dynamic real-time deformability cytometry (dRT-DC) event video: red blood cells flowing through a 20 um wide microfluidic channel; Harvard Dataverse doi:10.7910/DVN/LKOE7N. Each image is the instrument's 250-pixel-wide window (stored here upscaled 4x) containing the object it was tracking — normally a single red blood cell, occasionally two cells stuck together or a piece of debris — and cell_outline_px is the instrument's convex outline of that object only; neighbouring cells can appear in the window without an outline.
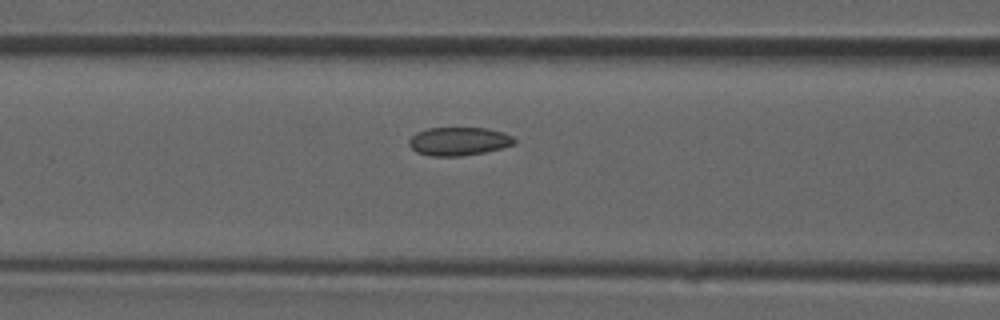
{"species": "common noctule bat (a hibernating species)", "species_latin": "Nyctalus noctula", "temperature_condition": "room temperature", "stored_images_in_passage": 19, "camera_frame_rate_fps": 3000, "um_per_image_px": 0.085, "animal": {"sex": "male", "forearm_length_mm": 52.5}, "frame": {"image": 1, "passage_image": 11, "time_ms": 3.333, "image_size_px": [1000, 320], "cell_outline_px": [[516, 140], [512, 144], [500, 148], [484, 152], [460, 156], [432, 156], [416, 152], [408, 144], [408, 140], [416, 132], [428, 128], [488, 128], [504, 132], [512, 136]], "centroid_in_image_um": [38.97, 12.0], "position_along_channel_um": 127.6, "area_um2": 17.34}}
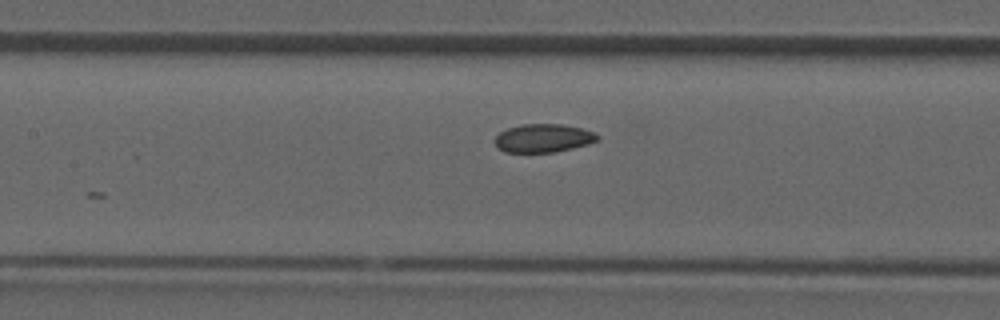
{"frame": {"image": 2, "passage_image": 13, "time_ms": 4.0, "image_size_px": [1000, 320], "cell_outline_px": [[600, 136], [596, 140], [588, 144], [556, 152], [504, 152], [496, 148], [496, 136], [500, 132], [508, 128], [524, 124], [564, 124], [596, 132]], "centroid_in_image_um": [46.19, 11.74], "position_along_channel_um": 161.2, "area_um2": 16.94}}